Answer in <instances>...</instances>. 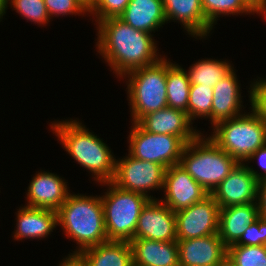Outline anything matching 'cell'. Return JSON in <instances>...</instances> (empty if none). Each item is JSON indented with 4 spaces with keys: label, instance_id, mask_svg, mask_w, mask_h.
I'll use <instances>...</instances> for the list:
<instances>
[{
    "label": "cell",
    "instance_id": "cell-1",
    "mask_svg": "<svg viewBox=\"0 0 266 266\" xmlns=\"http://www.w3.org/2000/svg\"><path fill=\"white\" fill-rule=\"evenodd\" d=\"M97 24L96 49L119 78L162 58L157 54L159 50L152 34L134 29L119 18H108Z\"/></svg>",
    "mask_w": 266,
    "mask_h": 266
},
{
    "label": "cell",
    "instance_id": "cell-2",
    "mask_svg": "<svg viewBox=\"0 0 266 266\" xmlns=\"http://www.w3.org/2000/svg\"><path fill=\"white\" fill-rule=\"evenodd\" d=\"M52 133L76 162L92 173L100 185L112 182L115 176L116 159L111 149L76 119L51 122ZM94 174V175H93Z\"/></svg>",
    "mask_w": 266,
    "mask_h": 266
},
{
    "label": "cell",
    "instance_id": "cell-3",
    "mask_svg": "<svg viewBox=\"0 0 266 266\" xmlns=\"http://www.w3.org/2000/svg\"><path fill=\"white\" fill-rule=\"evenodd\" d=\"M57 222L78 248L73 254L108 241L101 196L69 194L57 210Z\"/></svg>",
    "mask_w": 266,
    "mask_h": 266
},
{
    "label": "cell",
    "instance_id": "cell-4",
    "mask_svg": "<svg viewBox=\"0 0 266 266\" xmlns=\"http://www.w3.org/2000/svg\"><path fill=\"white\" fill-rule=\"evenodd\" d=\"M179 164L211 194L239 162L201 133L185 145Z\"/></svg>",
    "mask_w": 266,
    "mask_h": 266
},
{
    "label": "cell",
    "instance_id": "cell-5",
    "mask_svg": "<svg viewBox=\"0 0 266 266\" xmlns=\"http://www.w3.org/2000/svg\"><path fill=\"white\" fill-rule=\"evenodd\" d=\"M167 58L157 63L133 70L123 77L127 79V93L131 109V123H137L148 113L164 109L167 105Z\"/></svg>",
    "mask_w": 266,
    "mask_h": 266
},
{
    "label": "cell",
    "instance_id": "cell-6",
    "mask_svg": "<svg viewBox=\"0 0 266 266\" xmlns=\"http://www.w3.org/2000/svg\"><path fill=\"white\" fill-rule=\"evenodd\" d=\"M251 112L217 123L208 136L239 163L247 164L249 157L266 144V124Z\"/></svg>",
    "mask_w": 266,
    "mask_h": 266
},
{
    "label": "cell",
    "instance_id": "cell-7",
    "mask_svg": "<svg viewBox=\"0 0 266 266\" xmlns=\"http://www.w3.org/2000/svg\"><path fill=\"white\" fill-rule=\"evenodd\" d=\"M101 184L109 186L107 192L101 196L108 240L134 239L141 210L150 199L143 194L120 189L112 182Z\"/></svg>",
    "mask_w": 266,
    "mask_h": 266
},
{
    "label": "cell",
    "instance_id": "cell-8",
    "mask_svg": "<svg viewBox=\"0 0 266 266\" xmlns=\"http://www.w3.org/2000/svg\"><path fill=\"white\" fill-rule=\"evenodd\" d=\"M128 137L129 155L135 159L155 162L166 169L180 163L186 143L177 136L145 131L138 123H132Z\"/></svg>",
    "mask_w": 266,
    "mask_h": 266
},
{
    "label": "cell",
    "instance_id": "cell-9",
    "mask_svg": "<svg viewBox=\"0 0 266 266\" xmlns=\"http://www.w3.org/2000/svg\"><path fill=\"white\" fill-rule=\"evenodd\" d=\"M166 168L155 162L135 159L129 154L116 159L115 176L112 183L118 188L145 195L150 200L148 192L154 189L163 190Z\"/></svg>",
    "mask_w": 266,
    "mask_h": 266
},
{
    "label": "cell",
    "instance_id": "cell-10",
    "mask_svg": "<svg viewBox=\"0 0 266 266\" xmlns=\"http://www.w3.org/2000/svg\"><path fill=\"white\" fill-rule=\"evenodd\" d=\"M219 210V205L209 194L202 201L175 212L177 240L217 234Z\"/></svg>",
    "mask_w": 266,
    "mask_h": 266
},
{
    "label": "cell",
    "instance_id": "cell-11",
    "mask_svg": "<svg viewBox=\"0 0 266 266\" xmlns=\"http://www.w3.org/2000/svg\"><path fill=\"white\" fill-rule=\"evenodd\" d=\"M134 239L177 241L175 212L157 198L149 200L141 210Z\"/></svg>",
    "mask_w": 266,
    "mask_h": 266
},
{
    "label": "cell",
    "instance_id": "cell-12",
    "mask_svg": "<svg viewBox=\"0 0 266 266\" xmlns=\"http://www.w3.org/2000/svg\"><path fill=\"white\" fill-rule=\"evenodd\" d=\"M163 190L165 197L160 201L174 212L188 208L209 195L180 164L165 170Z\"/></svg>",
    "mask_w": 266,
    "mask_h": 266
},
{
    "label": "cell",
    "instance_id": "cell-13",
    "mask_svg": "<svg viewBox=\"0 0 266 266\" xmlns=\"http://www.w3.org/2000/svg\"><path fill=\"white\" fill-rule=\"evenodd\" d=\"M258 180L248 165L239 163L210 194L220 208L257 203Z\"/></svg>",
    "mask_w": 266,
    "mask_h": 266
},
{
    "label": "cell",
    "instance_id": "cell-14",
    "mask_svg": "<svg viewBox=\"0 0 266 266\" xmlns=\"http://www.w3.org/2000/svg\"><path fill=\"white\" fill-rule=\"evenodd\" d=\"M145 131L174 135L186 144L195 140L201 132L194 129L186 112L166 107L146 114L137 122ZM197 130V131H196Z\"/></svg>",
    "mask_w": 266,
    "mask_h": 266
},
{
    "label": "cell",
    "instance_id": "cell-15",
    "mask_svg": "<svg viewBox=\"0 0 266 266\" xmlns=\"http://www.w3.org/2000/svg\"><path fill=\"white\" fill-rule=\"evenodd\" d=\"M27 189L26 206L54 211L61 207L70 194L67 182L47 171L35 174Z\"/></svg>",
    "mask_w": 266,
    "mask_h": 266
},
{
    "label": "cell",
    "instance_id": "cell-16",
    "mask_svg": "<svg viewBox=\"0 0 266 266\" xmlns=\"http://www.w3.org/2000/svg\"><path fill=\"white\" fill-rule=\"evenodd\" d=\"M177 245L179 266H216L227 255V247L218 233L177 240Z\"/></svg>",
    "mask_w": 266,
    "mask_h": 266
},
{
    "label": "cell",
    "instance_id": "cell-17",
    "mask_svg": "<svg viewBox=\"0 0 266 266\" xmlns=\"http://www.w3.org/2000/svg\"><path fill=\"white\" fill-rule=\"evenodd\" d=\"M166 21L180 22L188 34L201 40L213 27L207 22L201 0H162Z\"/></svg>",
    "mask_w": 266,
    "mask_h": 266
},
{
    "label": "cell",
    "instance_id": "cell-18",
    "mask_svg": "<svg viewBox=\"0 0 266 266\" xmlns=\"http://www.w3.org/2000/svg\"><path fill=\"white\" fill-rule=\"evenodd\" d=\"M233 68L213 87L212 126L243 113L239 81Z\"/></svg>",
    "mask_w": 266,
    "mask_h": 266
},
{
    "label": "cell",
    "instance_id": "cell-19",
    "mask_svg": "<svg viewBox=\"0 0 266 266\" xmlns=\"http://www.w3.org/2000/svg\"><path fill=\"white\" fill-rule=\"evenodd\" d=\"M133 266H179L177 241L132 239Z\"/></svg>",
    "mask_w": 266,
    "mask_h": 266
},
{
    "label": "cell",
    "instance_id": "cell-20",
    "mask_svg": "<svg viewBox=\"0 0 266 266\" xmlns=\"http://www.w3.org/2000/svg\"><path fill=\"white\" fill-rule=\"evenodd\" d=\"M259 217L258 204L232 205L219 210L218 235L223 244L229 247L235 244Z\"/></svg>",
    "mask_w": 266,
    "mask_h": 266
},
{
    "label": "cell",
    "instance_id": "cell-21",
    "mask_svg": "<svg viewBox=\"0 0 266 266\" xmlns=\"http://www.w3.org/2000/svg\"><path fill=\"white\" fill-rule=\"evenodd\" d=\"M14 240L38 239L47 237L58 226L57 211L24 206L16 213Z\"/></svg>",
    "mask_w": 266,
    "mask_h": 266
},
{
    "label": "cell",
    "instance_id": "cell-22",
    "mask_svg": "<svg viewBox=\"0 0 266 266\" xmlns=\"http://www.w3.org/2000/svg\"><path fill=\"white\" fill-rule=\"evenodd\" d=\"M119 19L150 34L167 23L162 0H130Z\"/></svg>",
    "mask_w": 266,
    "mask_h": 266
},
{
    "label": "cell",
    "instance_id": "cell-23",
    "mask_svg": "<svg viewBox=\"0 0 266 266\" xmlns=\"http://www.w3.org/2000/svg\"><path fill=\"white\" fill-rule=\"evenodd\" d=\"M86 266H133L129 241L108 240L83 250Z\"/></svg>",
    "mask_w": 266,
    "mask_h": 266
},
{
    "label": "cell",
    "instance_id": "cell-24",
    "mask_svg": "<svg viewBox=\"0 0 266 266\" xmlns=\"http://www.w3.org/2000/svg\"><path fill=\"white\" fill-rule=\"evenodd\" d=\"M167 105L188 114L190 81L187 72L178 64L167 60Z\"/></svg>",
    "mask_w": 266,
    "mask_h": 266
},
{
    "label": "cell",
    "instance_id": "cell-25",
    "mask_svg": "<svg viewBox=\"0 0 266 266\" xmlns=\"http://www.w3.org/2000/svg\"><path fill=\"white\" fill-rule=\"evenodd\" d=\"M234 67L226 60L201 59L186 71L190 85L214 87Z\"/></svg>",
    "mask_w": 266,
    "mask_h": 266
},
{
    "label": "cell",
    "instance_id": "cell-26",
    "mask_svg": "<svg viewBox=\"0 0 266 266\" xmlns=\"http://www.w3.org/2000/svg\"><path fill=\"white\" fill-rule=\"evenodd\" d=\"M213 88L201 85H190L188 99V117L190 121L196 118H208L212 124Z\"/></svg>",
    "mask_w": 266,
    "mask_h": 266
},
{
    "label": "cell",
    "instance_id": "cell-27",
    "mask_svg": "<svg viewBox=\"0 0 266 266\" xmlns=\"http://www.w3.org/2000/svg\"><path fill=\"white\" fill-rule=\"evenodd\" d=\"M201 5L205 18L212 27L221 14L228 16L229 14H254L242 0H201Z\"/></svg>",
    "mask_w": 266,
    "mask_h": 266
},
{
    "label": "cell",
    "instance_id": "cell-28",
    "mask_svg": "<svg viewBox=\"0 0 266 266\" xmlns=\"http://www.w3.org/2000/svg\"><path fill=\"white\" fill-rule=\"evenodd\" d=\"M227 255L236 266H266V245H230Z\"/></svg>",
    "mask_w": 266,
    "mask_h": 266
},
{
    "label": "cell",
    "instance_id": "cell-29",
    "mask_svg": "<svg viewBox=\"0 0 266 266\" xmlns=\"http://www.w3.org/2000/svg\"><path fill=\"white\" fill-rule=\"evenodd\" d=\"M11 7L26 20L45 25L51 19L44 0H9Z\"/></svg>",
    "mask_w": 266,
    "mask_h": 266
},
{
    "label": "cell",
    "instance_id": "cell-30",
    "mask_svg": "<svg viewBox=\"0 0 266 266\" xmlns=\"http://www.w3.org/2000/svg\"><path fill=\"white\" fill-rule=\"evenodd\" d=\"M130 0H97L93 9L89 12L95 16L96 25L99 21L108 18H119L124 12Z\"/></svg>",
    "mask_w": 266,
    "mask_h": 266
},
{
    "label": "cell",
    "instance_id": "cell-31",
    "mask_svg": "<svg viewBox=\"0 0 266 266\" xmlns=\"http://www.w3.org/2000/svg\"><path fill=\"white\" fill-rule=\"evenodd\" d=\"M261 79L250 84L249 101L252 111L266 124V79Z\"/></svg>",
    "mask_w": 266,
    "mask_h": 266
},
{
    "label": "cell",
    "instance_id": "cell-32",
    "mask_svg": "<svg viewBox=\"0 0 266 266\" xmlns=\"http://www.w3.org/2000/svg\"><path fill=\"white\" fill-rule=\"evenodd\" d=\"M232 245H266V219L258 217L255 222L248 226L241 238Z\"/></svg>",
    "mask_w": 266,
    "mask_h": 266
},
{
    "label": "cell",
    "instance_id": "cell-33",
    "mask_svg": "<svg viewBox=\"0 0 266 266\" xmlns=\"http://www.w3.org/2000/svg\"><path fill=\"white\" fill-rule=\"evenodd\" d=\"M50 18L63 15H84L87 11L77 0H44Z\"/></svg>",
    "mask_w": 266,
    "mask_h": 266
},
{
    "label": "cell",
    "instance_id": "cell-34",
    "mask_svg": "<svg viewBox=\"0 0 266 266\" xmlns=\"http://www.w3.org/2000/svg\"><path fill=\"white\" fill-rule=\"evenodd\" d=\"M258 160V164L261 167V169H263V173H258V171L254 170L253 168H251V166L249 168L250 172L254 175V177L260 181L262 179L266 178V144L262 147H260L256 152H254L249 159L246 162H251V160Z\"/></svg>",
    "mask_w": 266,
    "mask_h": 266
},
{
    "label": "cell",
    "instance_id": "cell-35",
    "mask_svg": "<svg viewBox=\"0 0 266 266\" xmlns=\"http://www.w3.org/2000/svg\"><path fill=\"white\" fill-rule=\"evenodd\" d=\"M257 204L259 217L266 219V178L258 181Z\"/></svg>",
    "mask_w": 266,
    "mask_h": 266
},
{
    "label": "cell",
    "instance_id": "cell-36",
    "mask_svg": "<svg viewBox=\"0 0 266 266\" xmlns=\"http://www.w3.org/2000/svg\"><path fill=\"white\" fill-rule=\"evenodd\" d=\"M70 254L63 258V261L58 266H86L85 261L79 254Z\"/></svg>",
    "mask_w": 266,
    "mask_h": 266
},
{
    "label": "cell",
    "instance_id": "cell-37",
    "mask_svg": "<svg viewBox=\"0 0 266 266\" xmlns=\"http://www.w3.org/2000/svg\"><path fill=\"white\" fill-rule=\"evenodd\" d=\"M253 12L264 5V0H242Z\"/></svg>",
    "mask_w": 266,
    "mask_h": 266
},
{
    "label": "cell",
    "instance_id": "cell-38",
    "mask_svg": "<svg viewBox=\"0 0 266 266\" xmlns=\"http://www.w3.org/2000/svg\"><path fill=\"white\" fill-rule=\"evenodd\" d=\"M77 1L88 12V14L96 4V0H77Z\"/></svg>",
    "mask_w": 266,
    "mask_h": 266
},
{
    "label": "cell",
    "instance_id": "cell-39",
    "mask_svg": "<svg viewBox=\"0 0 266 266\" xmlns=\"http://www.w3.org/2000/svg\"><path fill=\"white\" fill-rule=\"evenodd\" d=\"M216 266H236L231 258L226 255Z\"/></svg>",
    "mask_w": 266,
    "mask_h": 266
},
{
    "label": "cell",
    "instance_id": "cell-40",
    "mask_svg": "<svg viewBox=\"0 0 266 266\" xmlns=\"http://www.w3.org/2000/svg\"><path fill=\"white\" fill-rule=\"evenodd\" d=\"M9 0H0V20L3 18V15L6 13Z\"/></svg>",
    "mask_w": 266,
    "mask_h": 266
},
{
    "label": "cell",
    "instance_id": "cell-41",
    "mask_svg": "<svg viewBox=\"0 0 266 266\" xmlns=\"http://www.w3.org/2000/svg\"><path fill=\"white\" fill-rule=\"evenodd\" d=\"M259 14V15H262V16H264L265 18H266V0H264V5L261 7V8H259V9H257L255 12H254V14ZM261 13V14H260Z\"/></svg>",
    "mask_w": 266,
    "mask_h": 266
}]
</instances>
